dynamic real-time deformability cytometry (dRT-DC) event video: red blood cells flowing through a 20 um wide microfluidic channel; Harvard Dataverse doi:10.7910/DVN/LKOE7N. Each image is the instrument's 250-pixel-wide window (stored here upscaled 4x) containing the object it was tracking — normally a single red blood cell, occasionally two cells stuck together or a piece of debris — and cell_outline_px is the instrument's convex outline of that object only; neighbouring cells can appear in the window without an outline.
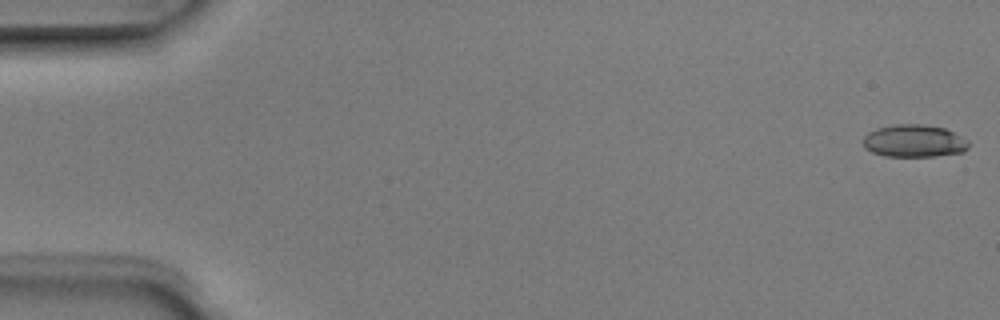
{"species": "Egyptian fruit bat (a non-hibernating species)", "species_latin": "Rousettus aegyptiacus", "temperature_condition": "room temperature", "stored_images_in_passage": 3, "camera_frame_rate_fps": 3000, "um_per_image_px": 0.085, "animal": {"sex": "male"}, "frame": {"image": 1, "passage_image": 1, "time_ms": 0.0, "image_size_px": [1000, 320], "cell_outline_px": [[968, 148], [964, 152], [936, 156], [884, 156], [872, 152], [864, 148], [864, 136], [868, 132], [876, 128], [896, 124], [924, 124], [944, 128], [968, 140]], "centroid_in_image_um": [77.69, 11.98], "position_along_channel_um": 7.3, "area_um2": 20.0}}